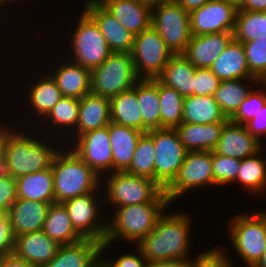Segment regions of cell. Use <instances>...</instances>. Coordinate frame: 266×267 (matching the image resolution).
<instances>
[{
  "label": "cell",
  "instance_id": "cell-50",
  "mask_svg": "<svg viewBox=\"0 0 266 267\" xmlns=\"http://www.w3.org/2000/svg\"><path fill=\"white\" fill-rule=\"evenodd\" d=\"M0 267H36L17 258L14 254L0 257Z\"/></svg>",
  "mask_w": 266,
  "mask_h": 267
},
{
  "label": "cell",
  "instance_id": "cell-41",
  "mask_svg": "<svg viewBox=\"0 0 266 267\" xmlns=\"http://www.w3.org/2000/svg\"><path fill=\"white\" fill-rule=\"evenodd\" d=\"M250 73L259 81L266 80V36L243 43Z\"/></svg>",
  "mask_w": 266,
  "mask_h": 267
},
{
  "label": "cell",
  "instance_id": "cell-6",
  "mask_svg": "<svg viewBox=\"0 0 266 267\" xmlns=\"http://www.w3.org/2000/svg\"><path fill=\"white\" fill-rule=\"evenodd\" d=\"M139 79L131 54L112 52L100 66L91 70V93L110 99L133 88Z\"/></svg>",
  "mask_w": 266,
  "mask_h": 267
},
{
  "label": "cell",
  "instance_id": "cell-17",
  "mask_svg": "<svg viewBox=\"0 0 266 267\" xmlns=\"http://www.w3.org/2000/svg\"><path fill=\"white\" fill-rule=\"evenodd\" d=\"M256 137L252 136L245 125L228 120L223 127L221 137L213 150L219 155L229 158L245 159L261 151L264 146Z\"/></svg>",
  "mask_w": 266,
  "mask_h": 267
},
{
  "label": "cell",
  "instance_id": "cell-8",
  "mask_svg": "<svg viewBox=\"0 0 266 267\" xmlns=\"http://www.w3.org/2000/svg\"><path fill=\"white\" fill-rule=\"evenodd\" d=\"M151 25L173 54H183L192 37L189 13L176 1L153 0Z\"/></svg>",
  "mask_w": 266,
  "mask_h": 267
},
{
  "label": "cell",
  "instance_id": "cell-14",
  "mask_svg": "<svg viewBox=\"0 0 266 267\" xmlns=\"http://www.w3.org/2000/svg\"><path fill=\"white\" fill-rule=\"evenodd\" d=\"M68 146L100 177L107 172H113V157L109 138V125L100 129L88 131Z\"/></svg>",
  "mask_w": 266,
  "mask_h": 267
},
{
  "label": "cell",
  "instance_id": "cell-23",
  "mask_svg": "<svg viewBox=\"0 0 266 267\" xmlns=\"http://www.w3.org/2000/svg\"><path fill=\"white\" fill-rule=\"evenodd\" d=\"M110 122V99L92 93L85 95L79 100V118L70 139H75L88 131L106 127Z\"/></svg>",
  "mask_w": 266,
  "mask_h": 267
},
{
  "label": "cell",
  "instance_id": "cell-52",
  "mask_svg": "<svg viewBox=\"0 0 266 267\" xmlns=\"http://www.w3.org/2000/svg\"><path fill=\"white\" fill-rule=\"evenodd\" d=\"M3 173H6L5 124L0 122V174Z\"/></svg>",
  "mask_w": 266,
  "mask_h": 267
},
{
  "label": "cell",
  "instance_id": "cell-55",
  "mask_svg": "<svg viewBox=\"0 0 266 267\" xmlns=\"http://www.w3.org/2000/svg\"><path fill=\"white\" fill-rule=\"evenodd\" d=\"M226 3L232 4L233 6H235L237 9H240L242 6V2L243 0H222Z\"/></svg>",
  "mask_w": 266,
  "mask_h": 267
},
{
  "label": "cell",
  "instance_id": "cell-36",
  "mask_svg": "<svg viewBox=\"0 0 266 267\" xmlns=\"http://www.w3.org/2000/svg\"><path fill=\"white\" fill-rule=\"evenodd\" d=\"M244 82L257 85L260 83L257 79L222 80L214 92V100L219 104L227 119L236 113L244 98L251 91L250 86H246Z\"/></svg>",
  "mask_w": 266,
  "mask_h": 267
},
{
  "label": "cell",
  "instance_id": "cell-33",
  "mask_svg": "<svg viewBox=\"0 0 266 267\" xmlns=\"http://www.w3.org/2000/svg\"><path fill=\"white\" fill-rule=\"evenodd\" d=\"M228 120L213 96L191 95L185 97L183 122L204 125Z\"/></svg>",
  "mask_w": 266,
  "mask_h": 267
},
{
  "label": "cell",
  "instance_id": "cell-7",
  "mask_svg": "<svg viewBox=\"0 0 266 267\" xmlns=\"http://www.w3.org/2000/svg\"><path fill=\"white\" fill-rule=\"evenodd\" d=\"M102 176L101 186L105 187V203L119 208L128 205L152 202L163 189L147 177L132 175L127 172H111ZM109 175V176H108ZM105 177V178H104Z\"/></svg>",
  "mask_w": 266,
  "mask_h": 267
},
{
  "label": "cell",
  "instance_id": "cell-53",
  "mask_svg": "<svg viewBox=\"0 0 266 267\" xmlns=\"http://www.w3.org/2000/svg\"><path fill=\"white\" fill-rule=\"evenodd\" d=\"M210 0H176V2L188 13L200 8Z\"/></svg>",
  "mask_w": 266,
  "mask_h": 267
},
{
  "label": "cell",
  "instance_id": "cell-32",
  "mask_svg": "<svg viewBox=\"0 0 266 267\" xmlns=\"http://www.w3.org/2000/svg\"><path fill=\"white\" fill-rule=\"evenodd\" d=\"M42 231L59 245L73 244L83 239L73 228L62 203L50 204Z\"/></svg>",
  "mask_w": 266,
  "mask_h": 267
},
{
  "label": "cell",
  "instance_id": "cell-49",
  "mask_svg": "<svg viewBox=\"0 0 266 267\" xmlns=\"http://www.w3.org/2000/svg\"><path fill=\"white\" fill-rule=\"evenodd\" d=\"M245 127L252 136L256 137L264 144L263 140H261V136L266 138V104L262 107L260 112L257 113L255 118L245 124Z\"/></svg>",
  "mask_w": 266,
  "mask_h": 267
},
{
  "label": "cell",
  "instance_id": "cell-34",
  "mask_svg": "<svg viewBox=\"0 0 266 267\" xmlns=\"http://www.w3.org/2000/svg\"><path fill=\"white\" fill-rule=\"evenodd\" d=\"M111 122L142 131V112L134 87L110 98Z\"/></svg>",
  "mask_w": 266,
  "mask_h": 267
},
{
  "label": "cell",
  "instance_id": "cell-30",
  "mask_svg": "<svg viewBox=\"0 0 266 267\" xmlns=\"http://www.w3.org/2000/svg\"><path fill=\"white\" fill-rule=\"evenodd\" d=\"M38 77L36 82L33 80V83L29 85L27 102L30 103L28 108L32 107L30 111L35 113L34 116L37 115L44 119L58 101L63 98V94L48 72Z\"/></svg>",
  "mask_w": 266,
  "mask_h": 267
},
{
  "label": "cell",
  "instance_id": "cell-3",
  "mask_svg": "<svg viewBox=\"0 0 266 267\" xmlns=\"http://www.w3.org/2000/svg\"><path fill=\"white\" fill-rule=\"evenodd\" d=\"M5 125L6 173L13 178L50 168L59 146ZM30 134V135H29ZM37 138V139H36ZM41 138V139H40ZM42 140V141H41ZM50 143V144H48ZM58 147V148H56Z\"/></svg>",
  "mask_w": 266,
  "mask_h": 267
},
{
  "label": "cell",
  "instance_id": "cell-12",
  "mask_svg": "<svg viewBox=\"0 0 266 267\" xmlns=\"http://www.w3.org/2000/svg\"><path fill=\"white\" fill-rule=\"evenodd\" d=\"M101 189L102 187L95 192L69 199L62 204L65 206L76 232L83 239L96 240L102 244L107 232V222L105 221L108 220L100 219L103 205L101 203H104V201L100 202L102 199H99L100 196L98 197L97 194H101Z\"/></svg>",
  "mask_w": 266,
  "mask_h": 267
},
{
  "label": "cell",
  "instance_id": "cell-46",
  "mask_svg": "<svg viewBox=\"0 0 266 267\" xmlns=\"http://www.w3.org/2000/svg\"><path fill=\"white\" fill-rule=\"evenodd\" d=\"M17 199L16 179L7 173L0 174V214H8Z\"/></svg>",
  "mask_w": 266,
  "mask_h": 267
},
{
  "label": "cell",
  "instance_id": "cell-27",
  "mask_svg": "<svg viewBox=\"0 0 266 267\" xmlns=\"http://www.w3.org/2000/svg\"><path fill=\"white\" fill-rule=\"evenodd\" d=\"M210 69L222 80L256 79L249 71L243 43L232 40Z\"/></svg>",
  "mask_w": 266,
  "mask_h": 267
},
{
  "label": "cell",
  "instance_id": "cell-40",
  "mask_svg": "<svg viewBox=\"0 0 266 267\" xmlns=\"http://www.w3.org/2000/svg\"><path fill=\"white\" fill-rule=\"evenodd\" d=\"M258 35L266 36V12L238 10L233 30L234 40L245 43L257 39Z\"/></svg>",
  "mask_w": 266,
  "mask_h": 267
},
{
  "label": "cell",
  "instance_id": "cell-47",
  "mask_svg": "<svg viewBox=\"0 0 266 267\" xmlns=\"http://www.w3.org/2000/svg\"><path fill=\"white\" fill-rule=\"evenodd\" d=\"M136 253L122 254L117 259H108L107 257H100V267H146L147 260L142 255L141 251L136 248ZM107 258V259H106Z\"/></svg>",
  "mask_w": 266,
  "mask_h": 267
},
{
  "label": "cell",
  "instance_id": "cell-29",
  "mask_svg": "<svg viewBox=\"0 0 266 267\" xmlns=\"http://www.w3.org/2000/svg\"><path fill=\"white\" fill-rule=\"evenodd\" d=\"M17 197L30 201L55 203L53 173L50 168L16 178Z\"/></svg>",
  "mask_w": 266,
  "mask_h": 267
},
{
  "label": "cell",
  "instance_id": "cell-57",
  "mask_svg": "<svg viewBox=\"0 0 266 267\" xmlns=\"http://www.w3.org/2000/svg\"><path fill=\"white\" fill-rule=\"evenodd\" d=\"M15 0H0V9H1V7L2 8H4L5 7V5L7 6V7H9L8 6V4L9 3H12V2H14ZM16 1H19V0H16ZM6 3V4H5ZM8 3V4H7ZM3 5H4V7H3Z\"/></svg>",
  "mask_w": 266,
  "mask_h": 267
},
{
  "label": "cell",
  "instance_id": "cell-22",
  "mask_svg": "<svg viewBox=\"0 0 266 267\" xmlns=\"http://www.w3.org/2000/svg\"><path fill=\"white\" fill-rule=\"evenodd\" d=\"M67 61V62H66ZM49 72L64 97L80 100L91 93V70L67 59Z\"/></svg>",
  "mask_w": 266,
  "mask_h": 267
},
{
  "label": "cell",
  "instance_id": "cell-42",
  "mask_svg": "<svg viewBox=\"0 0 266 267\" xmlns=\"http://www.w3.org/2000/svg\"><path fill=\"white\" fill-rule=\"evenodd\" d=\"M263 87L255 89L247 94L243 102L237 109L236 113L229 119L230 121L238 124L245 125L251 119L255 118L257 113L260 112L266 104V84L260 83Z\"/></svg>",
  "mask_w": 266,
  "mask_h": 267
},
{
  "label": "cell",
  "instance_id": "cell-1",
  "mask_svg": "<svg viewBox=\"0 0 266 267\" xmlns=\"http://www.w3.org/2000/svg\"><path fill=\"white\" fill-rule=\"evenodd\" d=\"M159 217L155 228L136 247L148 262L152 261H186L191 257V226L190 214L171 212Z\"/></svg>",
  "mask_w": 266,
  "mask_h": 267
},
{
  "label": "cell",
  "instance_id": "cell-20",
  "mask_svg": "<svg viewBox=\"0 0 266 267\" xmlns=\"http://www.w3.org/2000/svg\"><path fill=\"white\" fill-rule=\"evenodd\" d=\"M233 39V32L192 35L183 55L196 68H210Z\"/></svg>",
  "mask_w": 266,
  "mask_h": 267
},
{
  "label": "cell",
  "instance_id": "cell-51",
  "mask_svg": "<svg viewBox=\"0 0 266 267\" xmlns=\"http://www.w3.org/2000/svg\"><path fill=\"white\" fill-rule=\"evenodd\" d=\"M238 10L266 12V0H243L241 8Z\"/></svg>",
  "mask_w": 266,
  "mask_h": 267
},
{
  "label": "cell",
  "instance_id": "cell-45",
  "mask_svg": "<svg viewBox=\"0 0 266 267\" xmlns=\"http://www.w3.org/2000/svg\"><path fill=\"white\" fill-rule=\"evenodd\" d=\"M221 80L210 68H196L194 74V95L213 96Z\"/></svg>",
  "mask_w": 266,
  "mask_h": 267
},
{
  "label": "cell",
  "instance_id": "cell-35",
  "mask_svg": "<svg viewBox=\"0 0 266 267\" xmlns=\"http://www.w3.org/2000/svg\"><path fill=\"white\" fill-rule=\"evenodd\" d=\"M262 149L253 156L241 160L237 178L233 183H241L243 190L246 189L249 195L264 194L266 192V159L261 154ZM263 157V158H262Z\"/></svg>",
  "mask_w": 266,
  "mask_h": 267
},
{
  "label": "cell",
  "instance_id": "cell-15",
  "mask_svg": "<svg viewBox=\"0 0 266 267\" xmlns=\"http://www.w3.org/2000/svg\"><path fill=\"white\" fill-rule=\"evenodd\" d=\"M238 9L222 0H210L189 13L192 35L233 32Z\"/></svg>",
  "mask_w": 266,
  "mask_h": 267
},
{
  "label": "cell",
  "instance_id": "cell-44",
  "mask_svg": "<svg viewBox=\"0 0 266 267\" xmlns=\"http://www.w3.org/2000/svg\"><path fill=\"white\" fill-rule=\"evenodd\" d=\"M225 249V247L213 246L212 249L197 253L196 258L188 261L187 267H235L231 257L225 253Z\"/></svg>",
  "mask_w": 266,
  "mask_h": 267
},
{
  "label": "cell",
  "instance_id": "cell-16",
  "mask_svg": "<svg viewBox=\"0 0 266 267\" xmlns=\"http://www.w3.org/2000/svg\"><path fill=\"white\" fill-rule=\"evenodd\" d=\"M83 10L95 21L112 52L130 53L134 37L98 0H87Z\"/></svg>",
  "mask_w": 266,
  "mask_h": 267
},
{
  "label": "cell",
  "instance_id": "cell-26",
  "mask_svg": "<svg viewBox=\"0 0 266 267\" xmlns=\"http://www.w3.org/2000/svg\"><path fill=\"white\" fill-rule=\"evenodd\" d=\"M143 133L138 129L110 122L113 172H125L130 167L137 142Z\"/></svg>",
  "mask_w": 266,
  "mask_h": 267
},
{
  "label": "cell",
  "instance_id": "cell-5",
  "mask_svg": "<svg viewBox=\"0 0 266 267\" xmlns=\"http://www.w3.org/2000/svg\"><path fill=\"white\" fill-rule=\"evenodd\" d=\"M228 237L245 267H254L266 249V210L240 213L228 223Z\"/></svg>",
  "mask_w": 266,
  "mask_h": 267
},
{
  "label": "cell",
  "instance_id": "cell-43",
  "mask_svg": "<svg viewBox=\"0 0 266 267\" xmlns=\"http://www.w3.org/2000/svg\"><path fill=\"white\" fill-rule=\"evenodd\" d=\"M241 160L219 155L212 151V171L214 183L218 186L229 185L236 180Z\"/></svg>",
  "mask_w": 266,
  "mask_h": 267
},
{
  "label": "cell",
  "instance_id": "cell-39",
  "mask_svg": "<svg viewBox=\"0 0 266 267\" xmlns=\"http://www.w3.org/2000/svg\"><path fill=\"white\" fill-rule=\"evenodd\" d=\"M125 172L155 181V147L152 140V130L141 135L130 167Z\"/></svg>",
  "mask_w": 266,
  "mask_h": 267
},
{
  "label": "cell",
  "instance_id": "cell-11",
  "mask_svg": "<svg viewBox=\"0 0 266 267\" xmlns=\"http://www.w3.org/2000/svg\"><path fill=\"white\" fill-rule=\"evenodd\" d=\"M212 168V151L187 152L177 176L164 190L170 203L203 186H217Z\"/></svg>",
  "mask_w": 266,
  "mask_h": 267
},
{
  "label": "cell",
  "instance_id": "cell-28",
  "mask_svg": "<svg viewBox=\"0 0 266 267\" xmlns=\"http://www.w3.org/2000/svg\"><path fill=\"white\" fill-rule=\"evenodd\" d=\"M195 71L196 67L183 54H174L157 79L187 97L194 95Z\"/></svg>",
  "mask_w": 266,
  "mask_h": 267
},
{
  "label": "cell",
  "instance_id": "cell-2",
  "mask_svg": "<svg viewBox=\"0 0 266 267\" xmlns=\"http://www.w3.org/2000/svg\"><path fill=\"white\" fill-rule=\"evenodd\" d=\"M170 201L164 190L149 203L128 205L114 208L115 214L111 221H107V232L104 242L101 244L100 257L106 255L104 252L113 242L117 240L129 242L135 245L154 228L159 217L167 211ZM104 253V254H103Z\"/></svg>",
  "mask_w": 266,
  "mask_h": 267
},
{
  "label": "cell",
  "instance_id": "cell-24",
  "mask_svg": "<svg viewBox=\"0 0 266 267\" xmlns=\"http://www.w3.org/2000/svg\"><path fill=\"white\" fill-rule=\"evenodd\" d=\"M50 204L18 198L9 209L14 236L43 229Z\"/></svg>",
  "mask_w": 266,
  "mask_h": 267
},
{
  "label": "cell",
  "instance_id": "cell-54",
  "mask_svg": "<svg viewBox=\"0 0 266 267\" xmlns=\"http://www.w3.org/2000/svg\"><path fill=\"white\" fill-rule=\"evenodd\" d=\"M188 262L186 261H175V260H167V261H152L147 262L146 267H187Z\"/></svg>",
  "mask_w": 266,
  "mask_h": 267
},
{
  "label": "cell",
  "instance_id": "cell-18",
  "mask_svg": "<svg viewBox=\"0 0 266 267\" xmlns=\"http://www.w3.org/2000/svg\"><path fill=\"white\" fill-rule=\"evenodd\" d=\"M133 35L151 26L153 0H98Z\"/></svg>",
  "mask_w": 266,
  "mask_h": 267
},
{
  "label": "cell",
  "instance_id": "cell-9",
  "mask_svg": "<svg viewBox=\"0 0 266 267\" xmlns=\"http://www.w3.org/2000/svg\"><path fill=\"white\" fill-rule=\"evenodd\" d=\"M79 16L70 36L73 55L66 59L92 70L100 66L112 51L95 21L84 10Z\"/></svg>",
  "mask_w": 266,
  "mask_h": 267
},
{
  "label": "cell",
  "instance_id": "cell-10",
  "mask_svg": "<svg viewBox=\"0 0 266 267\" xmlns=\"http://www.w3.org/2000/svg\"><path fill=\"white\" fill-rule=\"evenodd\" d=\"M130 54L140 79H156L174 55L152 25L135 35Z\"/></svg>",
  "mask_w": 266,
  "mask_h": 267
},
{
  "label": "cell",
  "instance_id": "cell-19",
  "mask_svg": "<svg viewBox=\"0 0 266 267\" xmlns=\"http://www.w3.org/2000/svg\"><path fill=\"white\" fill-rule=\"evenodd\" d=\"M59 246L39 230L15 236L13 254L33 266L42 267L55 257Z\"/></svg>",
  "mask_w": 266,
  "mask_h": 267
},
{
  "label": "cell",
  "instance_id": "cell-48",
  "mask_svg": "<svg viewBox=\"0 0 266 267\" xmlns=\"http://www.w3.org/2000/svg\"><path fill=\"white\" fill-rule=\"evenodd\" d=\"M14 245L11 219L7 214H0V257L13 254Z\"/></svg>",
  "mask_w": 266,
  "mask_h": 267
},
{
  "label": "cell",
  "instance_id": "cell-4",
  "mask_svg": "<svg viewBox=\"0 0 266 267\" xmlns=\"http://www.w3.org/2000/svg\"><path fill=\"white\" fill-rule=\"evenodd\" d=\"M61 147L51 165L55 203L97 191L102 178L68 146Z\"/></svg>",
  "mask_w": 266,
  "mask_h": 267
},
{
  "label": "cell",
  "instance_id": "cell-56",
  "mask_svg": "<svg viewBox=\"0 0 266 267\" xmlns=\"http://www.w3.org/2000/svg\"><path fill=\"white\" fill-rule=\"evenodd\" d=\"M254 267H266V249L263 256Z\"/></svg>",
  "mask_w": 266,
  "mask_h": 267
},
{
  "label": "cell",
  "instance_id": "cell-21",
  "mask_svg": "<svg viewBox=\"0 0 266 267\" xmlns=\"http://www.w3.org/2000/svg\"><path fill=\"white\" fill-rule=\"evenodd\" d=\"M100 248L101 243L92 239L60 245L55 257L42 267H100Z\"/></svg>",
  "mask_w": 266,
  "mask_h": 267
},
{
  "label": "cell",
  "instance_id": "cell-13",
  "mask_svg": "<svg viewBox=\"0 0 266 267\" xmlns=\"http://www.w3.org/2000/svg\"><path fill=\"white\" fill-rule=\"evenodd\" d=\"M155 147V182L165 190L175 179L187 150L175 129L152 130Z\"/></svg>",
  "mask_w": 266,
  "mask_h": 267
},
{
  "label": "cell",
  "instance_id": "cell-25",
  "mask_svg": "<svg viewBox=\"0 0 266 267\" xmlns=\"http://www.w3.org/2000/svg\"><path fill=\"white\" fill-rule=\"evenodd\" d=\"M226 122L193 124L182 122L175 128L187 152L213 151Z\"/></svg>",
  "mask_w": 266,
  "mask_h": 267
},
{
  "label": "cell",
  "instance_id": "cell-37",
  "mask_svg": "<svg viewBox=\"0 0 266 267\" xmlns=\"http://www.w3.org/2000/svg\"><path fill=\"white\" fill-rule=\"evenodd\" d=\"M160 98V129H175L183 122L184 99L174 88L162 84L158 80Z\"/></svg>",
  "mask_w": 266,
  "mask_h": 267
},
{
  "label": "cell",
  "instance_id": "cell-38",
  "mask_svg": "<svg viewBox=\"0 0 266 267\" xmlns=\"http://www.w3.org/2000/svg\"><path fill=\"white\" fill-rule=\"evenodd\" d=\"M78 118H79V100L63 96V98H61L58 101V103L47 114L44 120L41 119V123L45 122L43 126L46 125V122L48 123L49 127H51L52 125L55 126L53 127L54 133L58 132L57 129L60 130L59 132L61 133V135L63 132L66 131V134L63 133V135L69 134L67 136L69 139V137H71L70 135L76 129ZM69 129L71 130V134Z\"/></svg>",
  "mask_w": 266,
  "mask_h": 267
},
{
  "label": "cell",
  "instance_id": "cell-31",
  "mask_svg": "<svg viewBox=\"0 0 266 267\" xmlns=\"http://www.w3.org/2000/svg\"><path fill=\"white\" fill-rule=\"evenodd\" d=\"M137 98L142 112V132L160 129L158 79H139Z\"/></svg>",
  "mask_w": 266,
  "mask_h": 267
}]
</instances>
